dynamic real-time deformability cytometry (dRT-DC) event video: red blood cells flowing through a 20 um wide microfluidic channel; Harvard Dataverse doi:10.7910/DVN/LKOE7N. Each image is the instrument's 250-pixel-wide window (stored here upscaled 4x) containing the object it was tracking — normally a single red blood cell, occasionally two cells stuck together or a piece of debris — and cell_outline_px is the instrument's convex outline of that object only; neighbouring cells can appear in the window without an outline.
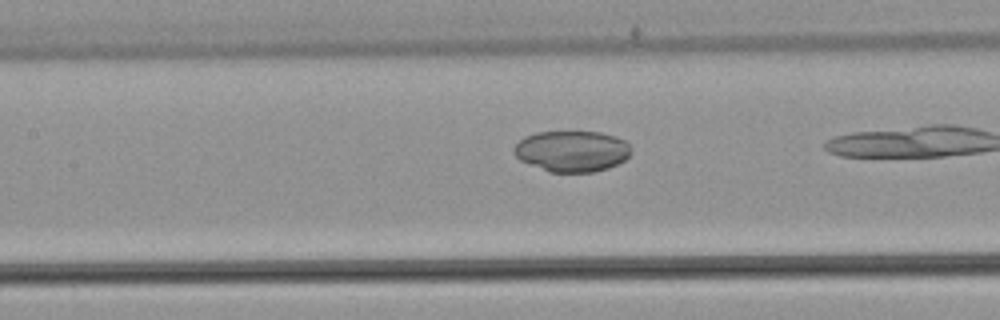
{"species": "common noctule bat (a hibernating species)", "species_latin": "Nyctalus noctula", "temperature_condition": "warm", "stored_images_in_passage": 23, "camera_frame_rate_fps": 3000, "um_per_image_px": 0.085, "animal": {"sex": "male", "body_mass_g": 21.5, "forearm_length_mm": 52.0}, "frame": {"image": 1, "passage_image": 21, "time_ms": 6.667, "image_size_px": [1000, 320], "cell_outline_px": [[632, 152], [624, 160], [608, 168], [592, 172], [548, 172], [520, 160], [512, 152], [512, 148], [524, 136], [536, 132], [600, 132], [616, 136], [624, 140], [632, 148]], "centroid_in_image_um": [48.6, 12.85], "position_along_channel_um": 158.8, "area_um2": 28.15}}